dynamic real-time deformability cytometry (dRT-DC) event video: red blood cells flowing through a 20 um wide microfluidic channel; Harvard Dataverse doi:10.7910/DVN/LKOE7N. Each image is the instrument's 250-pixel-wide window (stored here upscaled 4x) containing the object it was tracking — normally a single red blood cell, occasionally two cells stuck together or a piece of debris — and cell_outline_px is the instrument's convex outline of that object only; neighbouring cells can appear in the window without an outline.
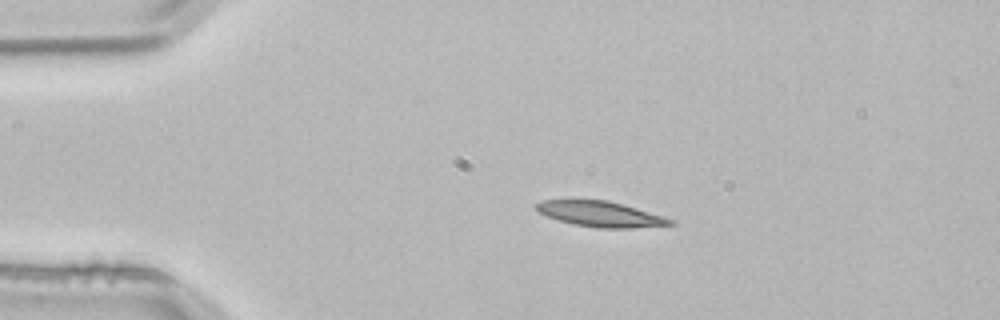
{"species": "common noctule bat (a hibernating species)", "species_latin": "Nyctalus noctula", "temperature_condition": "room temperature", "stored_images_in_passage": 2, "camera_frame_rate_fps": 3000, "um_per_image_px": 0.085, "animal": {"sex": "male", "body_mass_g": 21.5, "forearm_length_mm": 52.0}, "frame": {"image": 1, "passage_image": 1, "time_ms": 0.0, "image_size_px": [1000, 320], "cell_outline_px": [[676, 224], [632, 228], [600, 228], [576, 224], [560, 220], [536, 212], [536, 204], [544, 200], [608, 200], [624, 204], [664, 216], [676, 220]], "centroid_in_image_um": [51.11, 18.19], "position_along_channel_um": 33.9, "area_um2": 19.77}}